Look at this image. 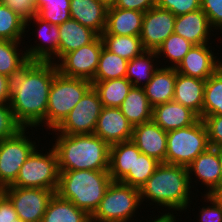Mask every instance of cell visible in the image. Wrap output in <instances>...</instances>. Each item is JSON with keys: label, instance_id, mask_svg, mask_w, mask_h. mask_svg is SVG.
<instances>
[{"label": "cell", "instance_id": "cell-1", "mask_svg": "<svg viewBox=\"0 0 222 222\" xmlns=\"http://www.w3.org/2000/svg\"><path fill=\"white\" fill-rule=\"evenodd\" d=\"M57 73V65L53 62L30 61L12 78L9 105L22 128L33 131L44 126L49 91Z\"/></svg>", "mask_w": 222, "mask_h": 222}, {"label": "cell", "instance_id": "cell-2", "mask_svg": "<svg viewBox=\"0 0 222 222\" xmlns=\"http://www.w3.org/2000/svg\"><path fill=\"white\" fill-rule=\"evenodd\" d=\"M190 184L188 168L175 164L160 163L153 175L139 189L141 203L151 201L149 204L160 206L165 213L176 214V211L185 212L191 206L192 187ZM188 208V209H187ZM170 211H168V210ZM167 211V212H166Z\"/></svg>", "mask_w": 222, "mask_h": 222}, {"label": "cell", "instance_id": "cell-3", "mask_svg": "<svg viewBox=\"0 0 222 222\" xmlns=\"http://www.w3.org/2000/svg\"><path fill=\"white\" fill-rule=\"evenodd\" d=\"M54 133L52 147L57 154L59 171L109 170L110 145L107 142L95 134Z\"/></svg>", "mask_w": 222, "mask_h": 222}, {"label": "cell", "instance_id": "cell-4", "mask_svg": "<svg viewBox=\"0 0 222 222\" xmlns=\"http://www.w3.org/2000/svg\"><path fill=\"white\" fill-rule=\"evenodd\" d=\"M56 191L61 198L71 201L90 216L98 208L112 178L108 170L59 171Z\"/></svg>", "mask_w": 222, "mask_h": 222}, {"label": "cell", "instance_id": "cell-5", "mask_svg": "<svg viewBox=\"0 0 222 222\" xmlns=\"http://www.w3.org/2000/svg\"><path fill=\"white\" fill-rule=\"evenodd\" d=\"M92 87V82L81 78H70L59 72L50 87L44 126L55 130Z\"/></svg>", "mask_w": 222, "mask_h": 222}, {"label": "cell", "instance_id": "cell-6", "mask_svg": "<svg viewBox=\"0 0 222 222\" xmlns=\"http://www.w3.org/2000/svg\"><path fill=\"white\" fill-rule=\"evenodd\" d=\"M209 147L206 125L199 118L193 125L167 132L165 163L188 167Z\"/></svg>", "mask_w": 222, "mask_h": 222}, {"label": "cell", "instance_id": "cell-7", "mask_svg": "<svg viewBox=\"0 0 222 222\" xmlns=\"http://www.w3.org/2000/svg\"><path fill=\"white\" fill-rule=\"evenodd\" d=\"M141 204L138 188L112 181L91 219L96 222H134L133 217Z\"/></svg>", "mask_w": 222, "mask_h": 222}, {"label": "cell", "instance_id": "cell-8", "mask_svg": "<svg viewBox=\"0 0 222 222\" xmlns=\"http://www.w3.org/2000/svg\"><path fill=\"white\" fill-rule=\"evenodd\" d=\"M36 147L21 166L16 180L9 186L43 188L57 191L59 184L58 158L55 149L45 153ZM47 153V154H46Z\"/></svg>", "mask_w": 222, "mask_h": 222}, {"label": "cell", "instance_id": "cell-9", "mask_svg": "<svg viewBox=\"0 0 222 222\" xmlns=\"http://www.w3.org/2000/svg\"><path fill=\"white\" fill-rule=\"evenodd\" d=\"M29 128H22L14 136L0 141V190L11 185L19 170L39 141L27 136Z\"/></svg>", "mask_w": 222, "mask_h": 222}, {"label": "cell", "instance_id": "cell-10", "mask_svg": "<svg viewBox=\"0 0 222 222\" xmlns=\"http://www.w3.org/2000/svg\"><path fill=\"white\" fill-rule=\"evenodd\" d=\"M102 108L99 95L92 86L52 133L54 131L66 135L94 134Z\"/></svg>", "mask_w": 222, "mask_h": 222}, {"label": "cell", "instance_id": "cell-11", "mask_svg": "<svg viewBox=\"0 0 222 222\" xmlns=\"http://www.w3.org/2000/svg\"><path fill=\"white\" fill-rule=\"evenodd\" d=\"M12 203L24 222H42L43 215L56 191L43 188L7 186L0 190Z\"/></svg>", "mask_w": 222, "mask_h": 222}, {"label": "cell", "instance_id": "cell-12", "mask_svg": "<svg viewBox=\"0 0 222 222\" xmlns=\"http://www.w3.org/2000/svg\"><path fill=\"white\" fill-rule=\"evenodd\" d=\"M103 48L101 36L92 43L65 54L57 63L58 72L66 77L92 81Z\"/></svg>", "mask_w": 222, "mask_h": 222}, {"label": "cell", "instance_id": "cell-13", "mask_svg": "<svg viewBox=\"0 0 222 222\" xmlns=\"http://www.w3.org/2000/svg\"><path fill=\"white\" fill-rule=\"evenodd\" d=\"M175 19L173 13L158 6L144 12L140 34L143 48L156 51L174 33Z\"/></svg>", "mask_w": 222, "mask_h": 222}, {"label": "cell", "instance_id": "cell-14", "mask_svg": "<svg viewBox=\"0 0 222 222\" xmlns=\"http://www.w3.org/2000/svg\"><path fill=\"white\" fill-rule=\"evenodd\" d=\"M33 21V22H32ZM36 25L35 31L31 32L32 35L36 34L37 40L34 43L43 41L41 43L24 46L29 61H41V62H58V49H59V27L56 24H51L42 20L37 15L26 21V29L30 24ZM38 34V35H37ZM27 47V48H26ZM57 59V60H56Z\"/></svg>", "mask_w": 222, "mask_h": 222}, {"label": "cell", "instance_id": "cell-15", "mask_svg": "<svg viewBox=\"0 0 222 222\" xmlns=\"http://www.w3.org/2000/svg\"><path fill=\"white\" fill-rule=\"evenodd\" d=\"M133 126L118 107H103L98 117L94 134L109 145L129 141Z\"/></svg>", "mask_w": 222, "mask_h": 222}, {"label": "cell", "instance_id": "cell-16", "mask_svg": "<svg viewBox=\"0 0 222 222\" xmlns=\"http://www.w3.org/2000/svg\"><path fill=\"white\" fill-rule=\"evenodd\" d=\"M213 52L214 47L212 48L209 44L195 45L176 67L177 72L206 80L219 69L220 57L217 58Z\"/></svg>", "mask_w": 222, "mask_h": 222}, {"label": "cell", "instance_id": "cell-17", "mask_svg": "<svg viewBox=\"0 0 222 222\" xmlns=\"http://www.w3.org/2000/svg\"><path fill=\"white\" fill-rule=\"evenodd\" d=\"M187 168L190 183L193 182L192 184H194L195 182L196 184L198 181L203 187L206 186L205 190L207 191H204V193L207 195H210L222 182L218 150L216 148L209 147L205 152L198 155Z\"/></svg>", "mask_w": 222, "mask_h": 222}, {"label": "cell", "instance_id": "cell-18", "mask_svg": "<svg viewBox=\"0 0 222 222\" xmlns=\"http://www.w3.org/2000/svg\"><path fill=\"white\" fill-rule=\"evenodd\" d=\"M131 140L141 153L165 163L167 132L153 120L134 126Z\"/></svg>", "mask_w": 222, "mask_h": 222}, {"label": "cell", "instance_id": "cell-19", "mask_svg": "<svg viewBox=\"0 0 222 222\" xmlns=\"http://www.w3.org/2000/svg\"><path fill=\"white\" fill-rule=\"evenodd\" d=\"M202 9L176 16L174 33L193 45L212 44L209 41L213 30ZM211 42V43H210Z\"/></svg>", "mask_w": 222, "mask_h": 222}, {"label": "cell", "instance_id": "cell-20", "mask_svg": "<svg viewBox=\"0 0 222 222\" xmlns=\"http://www.w3.org/2000/svg\"><path fill=\"white\" fill-rule=\"evenodd\" d=\"M199 116L190 108L172 100L153 107L152 120L166 132L193 125Z\"/></svg>", "mask_w": 222, "mask_h": 222}, {"label": "cell", "instance_id": "cell-21", "mask_svg": "<svg viewBox=\"0 0 222 222\" xmlns=\"http://www.w3.org/2000/svg\"><path fill=\"white\" fill-rule=\"evenodd\" d=\"M108 7L100 0H70L71 19L95 31H105Z\"/></svg>", "mask_w": 222, "mask_h": 222}, {"label": "cell", "instance_id": "cell-22", "mask_svg": "<svg viewBox=\"0 0 222 222\" xmlns=\"http://www.w3.org/2000/svg\"><path fill=\"white\" fill-rule=\"evenodd\" d=\"M144 12L108 7L106 29L102 34L140 36Z\"/></svg>", "mask_w": 222, "mask_h": 222}, {"label": "cell", "instance_id": "cell-23", "mask_svg": "<svg viewBox=\"0 0 222 222\" xmlns=\"http://www.w3.org/2000/svg\"><path fill=\"white\" fill-rule=\"evenodd\" d=\"M205 82L199 78L185 76L177 72L174 101L194 111L202 119Z\"/></svg>", "mask_w": 222, "mask_h": 222}, {"label": "cell", "instance_id": "cell-24", "mask_svg": "<svg viewBox=\"0 0 222 222\" xmlns=\"http://www.w3.org/2000/svg\"><path fill=\"white\" fill-rule=\"evenodd\" d=\"M176 68L160 67L154 72L152 79L143 87L152 107L174 99Z\"/></svg>", "mask_w": 222, "mask_h": 222}, {"label": "cell", "instance_id": "cell-25", "mask_svg": "<svg viewBox=\"0 0 222 222\" xmlns=\"http://www.w3.org/2000/svg\"><path fill=\"white\" fill-rule=\"evenodd\" d=\"M59 27L58 61L67 53L92 43L99 35L92 29L70 19Z\"/></svg>", "mask_w": 222, "mask_h": 222}, {"label": "cell", "instance_id": "cell-26", "mask_svg": "<svg viewBox=\"0 0 222 222\" xmlns=\"http://www.w3.org/2000/svg\"><path fill=\"white\" fill-rule=\"evenodd\" d=\"M140 153L132 140L110 145L108 171L113 182H120L129 171H133L135 154Z\"/></svg>", "mask_w": 222, "mask_h": 222}, {"label": "cell", "instance_id": "cell-27", "mask_svg": "<svg viewBox=\"0 0 222 222\" xmlns=\"http://www.w3.org/2000/svg\"><path fill=\"white\" fill-rule=\"evenodd\" d=\"M119 108L133 127L152 120L153 107L144 88L132 86Z\"/></svg>", "mask_w": 222, "mask_h": 222}, {"label": "cell", "instance_id": "cell-28", "mask_svg": "<svg viewBox=\"0 0 222 222\" xmlns=\"http://www.w3.org/2000/svg\"><path fill=\"white\" fill-rule=\"evenodd\" d=\"M21 43L24 44V42L0 39L1 75L12 79L30 62L26 50L19 49L20 46H23Z\"/></svg>", "mask_w": 222, "mask_h": 222}, {"label": "cell", "instance_id": "cell-29", "mask_svg": "<svg viewBox=\"0 0 222 222\" xmlns=\"http://www.w3.org/2000/svg\"><path fill=\"white\" fill-rule=\"evenodd\" d=\"M156 58L158 57L155 51L145 50L128 61L126 78L133 86L143 88L152 79L154 72L162 65L161 60L157 61Z\"/></svg>", "mask_w": 222, "mask_h": 222}, {"label": "cell", "instance_id": "cell-30", "mask_svg": "<svg viewBox=\"0 0 222 222\" xmlns=\"http://www.w3.org/2000/svg\"><path fill=\"white\" fill-rule=\"evenodd\" d=\"M91 216L71 201L54 194L43 215L42 222H88Z\"/></svg>", "mask_w": 222, "mask_h": 222}, {"label": "cell", "instance_id": "cell-31", "mask_svg": "<svg viewBox=\"0 0 222 222\" xmlns=\"http://www.w3.org/2000/svg\"><path fill=\"white\" fill-rule=\"evenodd\" d=\"M92 86L98 93L103 107L119 108L133 85L126 77H123L92 82Z\"/></svg>", "mask_w": 222, "mask_h": 222}, {"label": "cell", "instance_id": "cell-32", "mask_svg": "<svg viewBox=\"0 0 222 222\" xmlns=\"http://www.w3.org/2000/svg\"><path fill=\"white\" fill-rule=\"evenodd\" d=\"M103 46L110 52L126 59L132 60L145 51L140 36H118L101 34Z\"/></svg>", "mask_w": 222, "mask_h": 222}, {"label": "cell", "instance_id": "cell-33", "mask_svg": "<svg viewBox=\"0 0 222 222\" xmlns=\"http://www.w3.org/2000/svg\"><path fill=\"white\" fill-rule=\"evenodd\" d=\"M128 61L108 51L104 46L100 53L95 77L91 82H99L126 77Z\"/></svg>", "mask_w": 222, "mask_h": 222}, {"label": "cell", "instance_id": "cell-34", "mask_svg": "<svg viewBox=\"0 0 222 222\" xmlns=\"http://www.w3.org/2000/svg\"><path fill=\"white\" fill-rule=\"evenodd\" d=\"M191 42L184 39L183 37L172 33L155 51L157 54V59L162 58V60L165 62V65H162V67H171L176 68L180 62L183 60L184 56L194 47ZM165 57V59H164ZM168 58V59H167ZM166 62H169L168 65H166Z\"/></svg>", "mask_w": 222, "mask_h": 222}, {"label": "cell", "instance_id": "cell-35", "mask_svg": "<svg viewBox=\"0 0 222 222\" xmlns=\"http://www.w3.org/2000/svg\"><path fill=\"white\" fill-rule=\"evenodd\" d=\"M28 31L26 21L0 1V39L21 42Z\"/></svg>", "mask_w": 222, "mask_h": 222}, {"label": "cell", "instance_id": "cell-36", "mask_svg": "<svg viewBox=\"0 0 222 222\" xmlns=\"http://www.w3.org/2000/svg\"><path fill=\"white\" fill-rule=\"evenodd\" d=\"M210 115H222V71L220 69L205 82L202 120Z\"/></svg>", "mask_w": 222, "mask_h": 222}, {"label": "cell", "instance_id": "cell-37", "mask_svg": "<svg viewBox=\"0 0 222 222\" xmlns=\"http://www.w3.org/2000/svg\"><path fill=\"white\" fill-rule=\"evenodd\" d=\"M36 15L51 24L60 25L71 19L70 0H35Z\"/></svg>", "mask_w": 222, "mask_h": 222}, {"label": "cell", "instance_id": "cell-38", "mask_svg": "<svg viewBox=\"0 0 222 222\" xmlns=\"http://www.w3.org/2000/svg\"><path fill=\"white\" fill-rule=\"evenodd\" d=\"M159 164V161L144 153L135 154L133 171H129L120 182L140 189L141 186L153 175Z\"/></svg>", "mask_w": 222, "mask_h": 222}, {"label": "cell", "instance_id": "cell-39", "mask_svg": "<svg viewBox=\"0 0 222 222\" xmlns=\"http://www.w3.org/2000/svg\"><path fill=\"white\" fill-rule=\"evenodd\" d=\"M21 129L10 105L0 104V141L14 136Z\"/></svg>", "mask_w": 222, "mask_h": 222}, {"label": "cell", "instance_id": "cell-40", "mask_svg": "<svg viewBox=\"0 0 222 222\" xmlns=\"http://www.w3.org/2000/svg\"><path fill=\"white\" fill-rule=\"evenodd\" d=\"M156 6L179 16L201 9V0H156Z\"/></svg>", "mask_w": 222, "mask_h": 222}, {"label": "cell", "instance_id": "cell-41", "mask_svg": "<svg viewBox=\"0 0 222 222\" xmlns=\"http://www.w3.org/2000/svg\"><path fill=\"white\" fill-rule=\"evenodd\" d=\"M204 201L211 205L203 206L198 214L199 222H222V204H220L212 195L203 194Z\"/></svg>", "mask_w": 222, "mask_h": 222}, {"label": "cell", "instance_id": "cell-42", "mask_svg": "<svg viewBox=\"0 0 222 222\" xmlns=\"http://www.w3.org/2000/svg\"><path fill=\"white\" fill-rule=\"evenodd\" d=\"M201 9L206 14L213 30L222 33V0H201Z\"/></svg>", "mask_w": 222, "mask_h": 222}, {"label": "cell", "instance_id": "cell-43", "mask_svg": "<svg viewBox=\"0 0 222 222\" xmlns=\"http://www.w3.org/2000/svg\"><path fill=\"white\" fill-rule=\"evenodd\" d=\"M207 131L209 146L218 148L222 146V115H210L203 119Z\"/></svg>", "mask_w": 222, "mask_h": 222}, {"label": "cell", "instance_id": "cell-44", "mask_svg": "<svg viewBox=\"0 0 222 222\" xmlns=\"http://www.w3.org/2000/svg\"><path fill=\"white\" fill-rule=\"evenodd\" d=\"M25 21L36 15L35 0H0Z\"/></svg>", "mask_w": 222, "mask_h": 222}, {"label": "cell", "instance_id": "cell-45", "mask_svg": "<svg viewBox=\"0 0 222 222\" xmlns=\"http://www.w3.org/2000/svg\"><path fill=\"white\" fill-rule=\"evenodd\" d=\"M156 6V0H117L113 7L146 12Z\"/></svg>", "mask_w": 222, "mask_h": 222}, {"label": "cell", "instance_id": "cell-46", "mask_svg": "<svg viewBox=\"0 0 222 222\" xmlns=\"http://www.w3.org/2000/svg\"><path fill=\"white\" fill-rule=\"evenodd\" d=\"M18 219L10 200L0 191V222H13Z\"/></svg>", "mask_w": 222, "mask_h": 222}, {"label": "cell", "instance_id": "cell-47", "mask_svg": "<svg viewBox=\"0 0 222 222\" xmlns=\"http://www.w3.org/2000/svg\"><path fill=\"white\" fill-rule=\"evenodd\" d=\"M12 79L0 74V104H10Z\"/></svg>", "mask_w": 222, "mask_h": 222}, {"label": "cell", "instance_id": "cell-48", "mask_svg": "<svg viewBox=\"0 0 222 222\" xmlns=\"http://www.w3.org/2000/svg\"><path fill=\"white\" fill-rule=\"evenodd\" d=\"M161 215H158V217L149 218V221L146 222H176V216L171 213H160ZM142 222V220H140Z\"/></svg>", "mask_w": 222, "mask_h": 222}, {"label": "cell", "instance_id": "cell-49", "mask_svg": "<svg viewBox=\"0 0 222 222\" xmlns=\"http://www.w3.org/2000/svg\"><path fill=\"white\" fill-rule=\"evenodd\" d=\"M210 195H212L220 204H222V182Z\"/></svg>", "mask_w": 222, "mask_h": 222}, {"label": "cell", "instance_id": "cell-50", "mask_svg": "<svg viewBox=\"0 0 222 222\" xmlns=\"http://www.w3.org/2000/svg\"><path fill=\"white\" fill-rule=\"evenodd\" d=\"M103 2L107 7H112L116 4L117 0H100Z\"/></svg>", "mask_w": 222, "mask_h": 222}, {"label": "cell", "instance_id": "cell-51", "mask_svg": "<svg viewBox=\"0 0 222 222\" xmlns=\"http://www.w3.org/2000/svg\"><path fill=\"white\" fill-rule=\"evenodd\" d=\"M216 149L218 150V157H219L220 168H221V173H222V146Z\"/></svg>", "mask_w": 222, "mask_h": 222}, {"label": "cell", "instance_id": "cell-52", "mask_svg": "<svg viewBox=\"0 0 222 222\" xmlns=\"http://www.w3.org/2000/svg\"><path fill=\"white\" fill-rule=\"evenodd\" d=\"M219 69L222 71V60L219 59Z\"/></svg>", "mask_w": 222, "mask_h": 222}, {"label": "cell", "instance_id": "cell-53", "mask_svg": "<svg viewBox=\"0 0 222 222\" xmlns=\"http://www.w3.org/2000/svg\"><path fill=\"white\" fill-rule=\"evenodd\" d=\"M13 222H24V221H22L21 219H16V220H14Z\"/></svg>", "mask_w": 222, "mask_h": 222}]
</instances>
